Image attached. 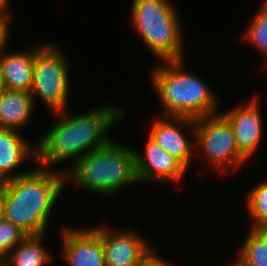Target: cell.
Wrapping results in <instances>:
<instances>
[{
	"label": "cell",
	"mask_w": 267,
	"mask_h": 266,
	"mask_svg": "<svg viewBox=\"0 0 267 266\" xmlns=\"http://www.w3.org/2000/svg\"><path fill=\"white\" fill-rule=\"evenodd\" d=\"M124 109L106 105L76 115L66 114V109L55 111L58 122L36 143V162L40 167L54 168L66 159L79 158L90 151L106 146L109 128L124 114ZM76 158V159H75Z\"/></svg>",
	"instance_id": "cell-1"
},
{
	"label": "cell",
	"mask_w": 267,
	"mask_h": 266,
	"mask_svg": "<svg viewBox=\"0 0 267 266\" xmlns=\"http://www.w3.org/2000/svg\"><path fill=\"white\" fill-rule=\"evenodd\" d=\"M66 173L52 168L35 170L3 181L2 216L26 235L45 234L54 204L66 185Z\"/></svg>",
	"instance_id": "cell-2"
},
{
	"label": "cell",
	"mask_w": 267,
	"mask_h": 266,
	"mask_svg": "<svg viewBox=\"0 0 267 266\" xmlns=\"http://www.w3.org/2000/svg\"><path fill=\"white\" fill-rule=\"evenodd\" d=\"M66 181L72 178L81 188H87L102 195L113 196L121 188L139 183L136 173L134 149L119 145L112 139L106 146L90 151L71 162ZM70 177V178H69Z\"/></svg>",
	"instance_id": "cell-3"
},
{
	"label": "cell",
	"mask_w": 267,
	"mask_h": 266,
	"mask_svg": "<svg viewBox=\"0 0 267 266\" xmlns=\"http://www.w3.org/2000/svg\"><path fill=\"white\" fill-rule=\"evenodd\" d=\"M182 62L165 61L151 71L152 84L165 107L162 115L197 119L215 114L218 111L215 94L202 79L184 71Z\"/></svg>",
	"instance_id": "cell-4"
},
{
	"label": "cell",
	"mask_w": 267,
	"mask_h": 266,
	"mask_svg": "<svg viewBox=\"0 0 267 266\" xmlns=\"http://www.w3.org/2000/svg\"><path fill=\"white\" fill-rule=\"evenodd\" d=\"M132 24L136 33L160 60H183L181 21L170 0H134Z\"/></svg>",
	"instance_id": "cell-5"
},
{
	"label": "cell",
	"mask_w": 267,
	"mask_h": 266,
	"mask_svg": "<svg viewBox=\"0 0 267 266\" xmlns=\"http://www.w3.org/2000/svg\"><path fill=\"white\" fill-rule=\"evenodd\" d=\"M58 47L40 45L35 52L33 82L30 94L40 97L54 111L66 108L69 90V75L65 58Z\"/></svg>",
	"instance_id": "cell-6"
},
{
	"label": "cell",
	"mask_w": 267,
	"mask_h": 266,
	"mask_svg": "<svg viewBox=\"0 0 267 266\" xmlns=\"http://www.w3.org/2000/svg\"><path fill=\"white\" fill-rule=\"evenodd\" d=\"M196 146L202 148L215 170L237 167L248 159L239 151L232 126L220 113L195 119Z\"/></svg>",
	"instance_id": "cell-7"
},
{
	"label": "cell",
	"mask_w": 267,
	"mask_h": 266,
	"mask_svg": "<svg viewBox=\"0 0 267 266\" xmlns=\"http://www.w3.org/2000/svg\"><path fill=\"white\" fill-rule=\"evenodd\" d=\"M102 238L106 266H135L152 250L132 229L115 233L105 227H92Z\"/></svg>",
	"instance_id": "cell-8"
},
{
	"label": "cell",
	"mask_w": 267,
	"mask_h": 266,
	"mask_svg": "<svg viewBox=\"0 0 267 266\" xmlns=\"http://www.w3.org/2000/svg\"><path fill=\"white\" fill-rule=\"evenodd\" d=\"M255 98L248 104H241L221 113L232 126L239 151L247 158L261 146L263 136V121L260 105Z\"/></svg>",
	"instance_id": "cell-9"
},
{
	"label": "cell",
	"mask_w": 267,
	"mask_h": 266,
	"mask_svg": "<svg viewBox=\"0 0 267 266\" xmlns=\"http://www.w3.org/2000/svg\"><path fill=\"white\" fill-rule=\"evenodd\" d=\"M163 117L152 124L148 136L187 170L195 145L192 146L186 140L182 127L187 125L190 129L193 128L195 119L185 116L164 115Z\"/></svg>",
	"instance_id": "cell-10"
},
{
	"label": "cell",
	"mask_w": 267,
	"mask_h": 266,
	"mask_svg": "<svg viewBox=\"0 0 267 266\" xmlns=\"http://www.w3.org/2000/svg\"><path fill=\"white\" fill-rule=\"evenodd\" d=\"M63 255L69 266H106L101 236L91 227L62 231Z\"/></svg>",
	"instance_id": "cell-11"
},
{
	"label": "cell",
	"mask_w": 267,
	"mask_h": 266,
	"mask_svg": "<svg viewBox=\"0 0 267 266\" xmlns=\"http://www.w3.org/2000/svg\"><path fill=\"white\" fill-rule=\"evenodd\" d=\"M147 138L144 156L134 150L139 183L180 181L187 170L149 136Z\"/></svg>",
	"instance_id": "cell-12"
},
{
	"label": "cell",
	"mask_w": 267,
	"mask_h": 266,
	"mask_svg": "<svg viewBox=\"0 0 267 266\" xmlns=\"http://www.w3.org/2000/svg\"><path fill=\"white\" fill-rule=\"evenodd\" d=\"M40 46L30 48L28 52H0V75L6 90L30 92L33 82V64L35 52Z\"/></svg>",
	"instance_id": "cell-13"
},
{
	"label": "cell",
	"mask_w": 267,
	"mask_h": 266,
	"mask_svg": "<svg viewBox=\"0 0 267 266\" xmlns=\"http://www.w3.org/2000/svg\"><path fill=\"white\" fill-rule=\"evenodd\" d=\"M30 145L18 130L0 128V181L25 174H13L25 160L36 162V147ZM28 158V159H27ZM30 158V159H29Z\"/></svg>",
	"instance_id": "cell-14"
},
{
	"label": "cell",
	"mask_w": 267,
	"mask_h": 266,
	"mask_svg": "<svg viewBox=\"0 0 267 266\" xmlns=\"http://www.w3.org/2000/svg\"><path fill=\"white\" fill-rule=\"evenodd\" d=\"M34 107L29 92L3 89L0 92V128L19 131L30 120Z\"/></svg>",
	"instance_id": "cell-15"
},
{
	"label": "cell",
	"mask_w": 267,
	"mask_h": 266,
	"mask_svg": "<svg viewBox=\"0 0 267 266\" xmlns=\"http://www.w3.org/2000/svg\"><path fill=\"white\" fill-rule=\"evenodd\" d=\"M43 234L26 235L1 261L2 266H44L52 259L51 252L43 246Z\"/></svg>",
	"instance_id": "cell-16"
},
{
	"label": "cell",
	"mask_w": 267,
	"mask_h": 266,
	"mask_svg": "<svg viewBox=\"0 0 267 266\" xmlns=\"http://www.w3.org/2000/svg\"><path fill=\"white\" fill-rule=\"evenodd\" d=\"M238 258L247 266H267V230H250Z\"/></svg>",
	"instance_id": "cell-17"
},
{
	"label": "cell",
	"mask_w": 267,
	"mask_h": 266,
	"mask_svg": "<svg viewBox=\"0 0 267 266\" xmlns=\"http://www.w3.org/2000/svg\"><path fill=\"white\" fill-rule=\"evenodd\" d=\"M246 207L252 221V229L267 230V181L253 187L246 196Z\"/></svg>",
	"instance_id": "cell-18"
},
{
	"label": "cell",
	"mask_w": 267,
	"mask_h": 266,
	"mask_svg": "<svg viewBox=\"0 0 267 266\" xmlns=\"http://www.w3.org/2000/svg\"><path fill=\"white\" fill-rule=\"evenodd\" d=\"M260 7V11L245 33V40L267 56V3L264 1Z\"/></svg>",
	"instance_id": "cell-19"
},
{
	"label": "cell",
	"mask_w": 267,
	"mask_h": 266,
	"mask_svg": "<svg viewBox=\"0 0 267 266\" xmlns=\"http://www.w3.org/2000/svg\"><path fill=\"white\" fill-rule=\"evenodd\" d=\"M26 236L15 224L0 216V262Z\"/></svg>",
	"instance_id": "cell-20"
},
{
	"label": "cell",
	"mask_w": 267,
	"mask_h": 266,
	"mask_svg": "<svg viewBox=\"0 0 267 266\" xmlns=\"http://www.w3.org/2000/svg\"><path fill=\"white\" fill-rule=\"evenodd\" d=\"M153 249L148 255H146L140 262L135 266H170L163 258H160Z\"/></svg>",
	"instance_id": "cell-21"
},
{
	"label": "cell",
	"mask_w": 267,
	"mask_h": 266,
	"mask_svg": "<svg viewBox=\"0 0 267 266\" xmlns=\"http://www.w3.org/2000/svg\"><path fill=\"white\" fill-rule=\"evenodd\" d=\"M9 16H5L0 14V52L2 48L7 45L8 38H9V33L10 30L8 28L9 26Z\"/></svg>",
	"instance_id": "cell-22"
},
{
	"label": "cell",
	"mask_w": 267,
	"mask_h": 266,
	"mask_svg": "<svg viewBox=\"0 0 267 266\" xmlns=\"http://www.w3.org/2000/svg\"><path fill=\"white\" fill-rule=\"evenodd\" d=\"M10 0H0V14L5 15V16H9L7 15V6L9 4Z\"/></svg>",
	"instance_id": "cell-23"
},
{
	"label": "cell",
	"mask_w": 267,
	"mask_h": 266,
	"mask_svg": "<svg viewBox=\"0 0 267 266\" xmlns=\"http://www.w3.org/2000/svg\"><path fill=\"white\" fill-rule=\"evenodd\" d=\"M3 209V186L0 184V216H2Z\"/></svg>",
	"instance_id": "cell-24"
},
{
	"label": "cell",
	"mask_w": 267,
	"mask_h": 266,
	"mask_svg": "<svg viewBox=\"0 0 267 266\" xmlns=\"http://www.w3.org/2000/svg\"><path fill=\"white\" fill-rule=\"evenodd\" d=\"M233 266H247L246 264H244L239 258L236 260L235 263H233Z\"/></svg>",
	"instance_id": "cell-25"
},
{
	"label": "cell",
	"mask_w": 267,
	"mask_h": 266,
	"mask_svg": "<svg viewBox=\"0 0 267 266\" xmlns=\"http://www.w3.org/2000/svg\"><path fill=\"white\" fill-rule=\"evenodd\" d=\"M3 84H2V79H1V75H0V92L3 90Z\"/></svg>",
	"instance_id": "cell-26"
}]
</instances>
